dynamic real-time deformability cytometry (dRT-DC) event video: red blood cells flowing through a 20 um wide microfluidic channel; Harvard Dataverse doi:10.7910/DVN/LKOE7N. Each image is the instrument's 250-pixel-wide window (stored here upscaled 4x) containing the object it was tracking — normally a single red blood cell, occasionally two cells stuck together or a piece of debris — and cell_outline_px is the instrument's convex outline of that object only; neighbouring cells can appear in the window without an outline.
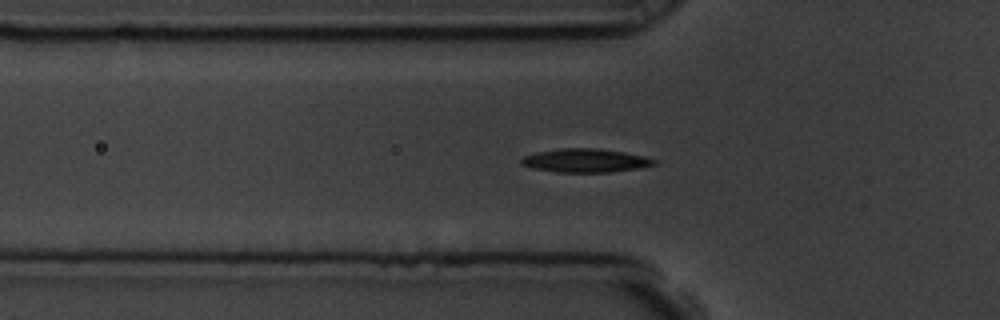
{"species": "common noctule bat (a hibernating species)", "species_latin": "Nyctalus noctula", "temperature_condition": "room temperature", "stored_images_in_passage": 46, "camera_frame_rate_fps": 3000, "um_per_image_px": 0.085, "animal": {"sex": "male", "body_mass_g": 19.5, "forearm_length_mm": 54.6}, "frame": {"image": 1, "passage_image": 7, "time_ms": 2.0, "image_size_px": [1000, 320], "cell_outline_px": [[656, 164], [636, 168], [608, 172], [556, 172], [532, 168], [520, 164], [520, 160], [524, 156], [536, 152], [560, 148], [596, 148], [624, 152], [644, 156], [656, 160]], "centroid_in_image_um": [49.71, 13.64], "position_along_channel_um": 76.1, "area_um2": 18.15}}
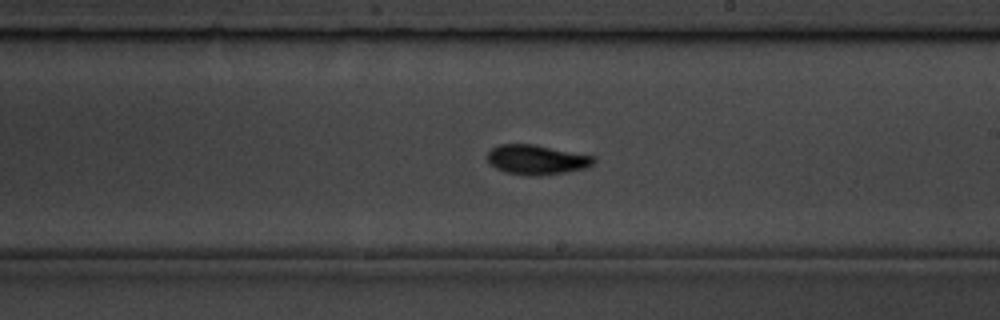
{"frame": {"image": 2, "passage_image": 21, "time_ms": 6.667, "image_size_px": [1000, 320], "cell_outline_px": [[596, 160], [592, 164], [584, 168], [564, 172], [540, 176], [524, 176], [504, 172], [496, 168], [484, 156], [492, 148], [500, 144], [536, 144], [596, 156]], "centroid_in_image_um": [45.6, 13.57], "position_along_channel_um": 243.4, "area_um2": 18.67}}
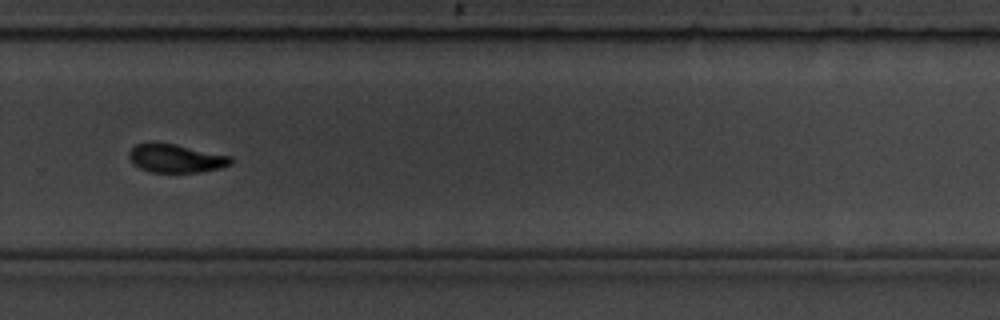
{"frame": {"image": 3, "passage_image": 27, "time_ms": 8.667, "image_size_px": [1000, 320], "cell_outline_px": [[232, 164], [220, 168], [200, 172], [148, 172], [132, 164], [128, 156], [128, 152], [136, 144], [152, 140], [232, 156]], "centroid_in_image_um": [14.89, 13.45], "position_along_channel_um": 314.9, "area_um2": 17.11}, "authors_computed_cell_mechanics": {"area_um2": 17.4267, "velocity_mm_per_s": 3.5839, "shape_relaxation_time_tau1_ms": 2.9639, "shape_relaxation_time_tau2_ms": 2.6039, "deformation_change_tau1": 0.1282, "deformation_change_tau2": 0.0737}}